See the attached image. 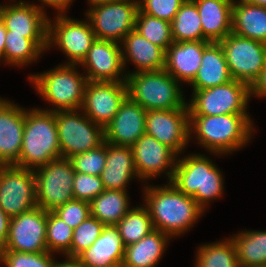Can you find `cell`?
<instances>
[{
	"mask_svg": "<svg viewBox=\"0 0 266 267\" xmlns=\"http://www.w3.org/2000/svg\"><path fill=\"white\" fill-rule=\"evenodd\" d=\"M250 94H255L259 97H266V63L259 77L250 86Z\"/></svg>",
	"mask_w": 266,
	"mask_h": 267,
	"instance_id": "44",
	"label": "cell"
},
{
	"mask_svg": "<svg viewBox=\"0 0 266 267\" xmlns=\"http://www.w3.org/2000/svg\"><path fill=\"white\" fill-rule=\"evenodd\" d=\"M66 65L29 77L42 98L56 106V110L47 111L77 110L82 107L87 77L78 74L75 65Z\"/></svg>",
	"mask_w": 266,
	"mask_h": 267,
	"instance_id": "6",
	"label": "cell"
},
{
	"mask_svg": "<svg viewBox=\"0 0 266 267\" xmlns=\"http://www.w3.org/2000/svg\"><path fill=\"white\" fill-rule=\"evenodd\" d=\"M126 97V82L88 81L81 108L89 119L104 129Z\"/></svg>",
	"mask_w": 266,
	"mask_h": 267,
	"instance_id": "15",
	"label": "cell"
},
{
	"mask_svg": "<svg viewBox=\"0 0 266 267\" xmlns=\"http://www.w3.org/2000/svg\"><path fill=\"white\" fill-rule=\"evenodd\" d=\"M174 42L205 41L196 3L186 0L171 22Z\"/></svg>",
	"mask_w": 266,
	"mask_h": 267,
	"instance_id": "31",
	"label": "cell"
},
{
	"mask_svg": "<svg viewBox=\"0 0 266 267\" xmlns=\"http://www.w3.org/2000/svg\"><path fill=\"white\" fill-rule=\"evenodd\" d=\"M61 158L54 111L33 109L25 111L22 147L17 167L36 170Z\"/></svg>",
	"mask_w": 266,
	"mask_h": 267,
	"instance_id": "2",
	"label": "cell"
},
{
	"mask_svg": "<svg viewBox=\"0 0 266 267\" xmlns=\"http://www.w3.org/2000/svg\"><path fill=\"white\" fill-rule=\"evenodd\" d=\"M46 226L47 211L40 207L11 217L8 239L3 250L47 252Z\"/></svg>",
	"mask_w": 266,
	"mask_h": 267,
	"instance_id": "14",
	"label": "cell"
},
{
	"mask_svg": "<svg viewBox=\"0 0 266 267\" xmlns=\"http://www.w3.org/2000/svg\"><path fill=\"white\" fill-rule=\"evenodd\" d=\"M232 80L222 46L220 43L211 42L203 51L201 65L190 85L193 90H202Z\"/></svg>",
	"mask_w": 266,
	"mask_h": 267,
	"instance_id": "26",
	"label": "cell"
},
{
	"mask_svg": "<svg viewBox=\"0 0 266 267\" xmlns=\"http://www.w3.org/2000/svg\"><path fill=\"white\" fill-rule=\"evenodd\" d=\"M0 19L11 34L31 39L42 51L48 49V19L43 7L19 2L0 6Z\"/></svg>",
	"mask_w": 266,
	"mask_h": 267,
	"instance_id": "16",
	"label": "cell"
},
{
	"mask_svg": "<svg viewBox=\"0 0 266 267\" xmlns=\"http://www.w3.org/2000/svg\"><path fill=\"white\" fill-rule=\"evenodd\" d=\"M65 262L55 263L53 267H84L83 264L77 258L66 257ZM68 260V261H67Z\"/></svg>",
	"mask_w": 266,
	"mask_h": 267,
	"instance_id": "47",
	"label": "cell"
},
{
	"mask_svg": "<svg viewBox=\"0 0 266 267\" xmlns=\"http://www.w3.org/2000/svg\"><path fill=\"white\" fill-rule=\"evenodd\" d=\"M6 33H7V30L4 26V23L0 19V59L4 58V47H5Z\"/></svg>",
	"mask_w": 266,
	"mask_h": 267,
	"instance_id": "48",
	"label": "cell"
},
{
	"mask_svg": "<svg viewBox=\"0 0 266 267\" xmlns=\"http://www.w3.org/2000/svg\"><path fill=\"white\" fill-rule=\"evenodd\" d=\"M41 1L44 2V4L50 5L58 9V11L61 10V13H60L61 15H62L63 10H66L70 2H72V0H41Z\"/></svg>",
	"mask_w": 266,
	"mask_h": 267,
	"instance_id": "46",
	"label": "cell"
},
{
	"mask_svg": "<svg viewBox=\"0 0 266 267\" xmlns=\"http://www.w3.org/2000/svg\"><path fill=\"white\" fill-rule=\"evenodd\" d=\"M219 43L223 48L232 79L251 86L265 66L266 44L238 36L233 32Z\"/></svg>",
	"mask_w": 266,
	"mask_h": 267,
	"instance_id": "11",
	"label": "cell"
},
{
	"mask_svg": "<svg viewBox=\"0 0 266 267\" xmlns=\"http://www.w3.org/2000/svg\"><path fill=\"white\" fill-rule=\"evenodd\" d=\"M251 267H266V265L251 266Z\"/></svg>",
	"mask_w": 266,
	"mask_h": 267,
	"instance_id": "51",
	"label": "cell"
},
{
	"mask_svg": "<svg viewBox=\"0 0 266 267\" xmlns=\"http://www.w3.org/2000/svg\"><path fill=\"white\" fill-rule=\"evenodd\" d=\"M186 0H142L138 2V8L141 12L172 22L181 5Z\"/></svg>",
	"mask_w": 266,
	"mask_h": 267,
	"instance_id": "42",
	"label": "cell"
},
{
	"mask_svg": "<svg viewBox=\"0 0 266 267\" xmlns=\"http://www.w3.org/2000/svg\"><path fill=\"white\" fill-rule=\"evenodd\" d=\"M133 176L138 175L131 147L106 142V164L101 173L104 188L126 191V185Z\"/></svg>",
	"mask_w": 266,
	"mask_h": 267,
	"instance_id": "25",
	"label": "cell"
},
{
	"mask_svg": "<svg viewBox=\"0 0 266 267\" xmlns=\"http://www.w3.org/2000/svg\"><path fill=\"white\" fill-rule=\"evenodd\" d=\"M134 30L164 51L174 42L170 22L149 16L139 9Z\"/></svg>",
	"mask_w": 266,
	"mask_h": 267,
	"instance_id": "35",
	"label": "cell"
},
{
	"mask_svg": "<svg viewBox=\"0 0 266 267\" xmlns=\"http://www.w3.org/2000/svg\"><path fill=\"white\" fill-rule=\"evenodd\" d=\"M105 226L104 223L89 215L73 230L71 249L66 257L77 258L96 241Z\"/></svg>",
	"mask_w": 266,
	"mask_h": 267,
	"instance_id": "38",
	"label": "cell"
},
{
	"mask_svg": "<svg viewBox=\"0 0 266 267\" xmlns=\"http://www.w3.org/2000/svg\"><path fill=\"white\" fill-rule=\"evenodd\" d=\"M69 160L75 172L101 176L106 164V142L104 141L95 149L77 154Z\"/></svg>",
	"mask_w": 266,
	"mask_h": 267,
	"instance_id": "39",
	"label": "cell"
},
{
	"mask_svg": "<svg viewBox=\"0 0 266 267\" xmlns=\"http://www.w3.org/2000/svg\"><path fill=\"white\" fill-rule=\"evenodd\" d=\"M50 252L25 253L12 250L0 251V262L7 267H53L54 259Z\"/></svg>",
	"mask_w": 266,
	"mask_h": 267,
	"instance_id": "40",
	"label": "cell"
},
{
	"mask_svg": "<svg viewBox=\"0 0 266 267\" xmlns=\"http://www.w3.org/2000/svg\"><path fill=\"white\" fill-rule=\"evenodd\" d=\"M240 267L266 265V231H246L231 238Z\"/></svg>",
	"mask_w": 266,
	"mask_h": 267,
	"instance_id": "32",
	"label": "cell"
},
{
	"mask_svg": "<svg viewBox=\"0 0 266 267\" xmlns=\"http://www.w3.org/2000/svg\"><path fill=\"white\" fill-rule=\"evenodd\" d=\"M126 192L105 189L90 202V215L105 225H116L130 210Z\"/></svg>",
	"mask_w": 266,
	"mask_h": 267,
	"instance_id": "30",
	"label": "cell"
},
{
	"mask_svg": "<svg viewBox=\"0 0 266 267\" xmlns=\"http://www.w3.org/2000/svg\"><path fill=\"white\" fill-rule=\"evenodd\" d=\"M232 32L266 44V7L247 3L244 0L233 2Z\"/></svg>",
	"mask_w": 266,
	"mask_h": 267,
	"instance_id": "28",
	"label": "cell"
},
{
	"mask_svg": "<svg viewBox=\"0 0 266 267\" xmlns=\"http://www.w3.org/2000/svg\"><path fill=\"white\" fill-rule=\"evenodd\" d=\"M244 1L253 5L266 7V0H244Z\"/></svg>",
	"mask_w": 266,
	"mask_h": 267,
	"instance_id": "49",
	"label": "cell"
},
{
	"mask_svg": "<svg viewBox=\"0 0 266 267\" xmlns=\"http://www.w3.org/2000/svg\"><path fill=\"white\" fill-rule=\"evenodd\" d=\"M10 219L0 207V251L4 249L8 239Z\"/></svg>",
	"mask_w": 266,
	"mask_h": 267,
	"instance_id": "45",
	"label": "cell"
},
{
	"mask_svg": "<svg viewBox=\"0 0 266 267\" xmlns=\"http://www.w3.org/2000/svg\"><path fill=\"white\" fill-rule=\"evenodd\" d=\"M73 228L56 216L47 212L46 245L47 251L52 253L62 251L67 254L71 249Z\"/></svg>",
	"mask_w": 266,
	"mask_h": 267,
	"instance_id": "37",
	"label": "cell"
},
{
	"mask_svg": "<svg viewBox=\"0 0 266 267\" xmlns=\"http://www.w3.org/2000/svg\"><path fill=\"white\" fill-rule=\"evenodd\" d=\"M58 14L55 25L48 19V48L53 42L70 58L67 64H80L96 40L91 23L70 19Z\"/></svg>",
	"mask_w": 266,
	"mask_h": 267,
	"instance_id": "13",
	"label": "cell"
},
{
	"mask_svg": "<svg viewBox=\"0 0 266 267\" xmlns=\"http://www.w3.org/2000/svg\"><path fill=\"white\" fill-rule=\"evenodd\" d=\"M37 171H34L37 207L53 212L74 199L75 171L69 159L59 158L50 161L38 167Z\"/></svg>",
	"mask_w": 266,
	"mask_h": 267,
	"instance_id": "8",
	"label": "cell"
},
{
	"mask_svg": "<svg viewBox=\"0 0 266 267\" xmlns=\"http://www.w3.org/2000/svg\"><path fill=\"white\" fill-rule=\"evenodd\" d=\"M122 43L124 45L123 48L125 47V50H122L123 66H125L126 59L129 57V61L131 59L136 65L138 72L164 69L165 51L161 47L152 44L137 31L133 30L128 33Z\"/></svg>",
	"mask_w": 266,
	"mask_h": 267,
	"instance_id": "27",
	"label": "cell"
},
{
	"mask_svg": "<svg viewBox=\"0 0 266 267\" xmlns=\"http://www.w3.org/2000/svg\"><path fill=\"white\" fill-rule=\"evenodd\" d=\"M170 182L182 193L193 197L204 210L206 203L221 196V172L204 155L193 154L176 161Z\"/></svg>",
	"mask_w": 266,
	"mask_h": 267,
	"instance_id": "5",
	"label": "cell"
},
{
	"mask_svg": "<svg viewBox=\"0 0 266 267\" xmlns=\"http://www.w3.org/2000/svg\"><path fill=\"white\" fill-rule=\"evenodd\" d=\"M146 114L145 109L127 96L104 128V141L131 147L145 133Z\"/></svg>",
	"mask_w": 266,
	"mask_h": 267,
	"instance_id": "20",
	"label": "cell"
},
{
	"mask_svg": "<svg viewBox=\"0 0 266 267\" xmlns=\"http://www.w3.org/2000/svg\"><path fill=\"white\" fill-rule=\"evenodd\" d=\"M134 166L138 178L146 179L163 172L168 166L170 172H166L169 182L176 166L177 154L168 146L160 143L157 139L144 133L132 146Z\"/></svg>",
	"mask_w": 266,
	"mask_h": 267,
	"instance_id": "19",
	"label": "cell"
},
{
	"mask_svg": "<svg viewBox=\"0 0 266 267\" xmlns=\"http://www.w3.org/2000/svg\"><path fill=\"white\" fill-rule=\"evenodd\" d=\"M168 237L154 229L138 242L125 246L121 267H154L164 253Z\"/></svg>",
	"mask_w": 266,
	"mask_h": 267,
	"instance_id": "29",
	"label": "cell"
},
{
	"mask_svg": "<svg viewBox=\"0 0 266 267\" xmlns=\"http://www.w3.org/2000/svg\"><path fill=\"white\" fill-rule=\"evenodd\" d=\"M125 246L115 225H106L96 241L77 259L84 267H121Z\"/></svg>",
	"mask_w": 266,
	"mask_h": 267,
	"instance_id": "23",
	"label": "cell"
},
{
	"mask_svg": "<svg viewBox=\"0 0 266 267\" xmlns=\"http://www.w3.org/2000/svg\"><path fill=\"white\" fill-rule=\"evenodd\" d=\"M201 18L205 41L219 43L232 32L234 0H193Z\"/></svg>",
	"mask_w": 266,
	"mask_h": 267,
	"instance_id": "24",
	"label": "cell"
},
{
	"mask_svg": "<svg viewBox=\"0 0 266 267\" xmlns=\"http://www.w3.org/2000/svg\"><path fill=\"white\" fill-rule=\"evenodd\" d=\"M80 64L87 67L88 81L126 82V74L118 78L124 69L118 42L96 39Z\"/></svg>",
	"mask_w": 266,
	"mask_h": 267,
	"instance_id": "18",
	"label": "cell"
},
{
	"mask_svg": "<svg viewBox=\"0 0 266 267\" xmlns=\"http://www.w3.org/2000/svg\"><path fill=\"white\" fill-rule=\"evenodd\" d=\"M189 125L190 133L193 128L199 143L214 154L241 148L253 132L248 114L189 116Z\"/></svg>",
	"mask_w": 266,
	"mask_h": 267,
	"instance_id": "3",
	"label": "cell"
},
{
	"mask_svg": "<svg viewBox=\"0 0 266 267\" xmlns=\"http://www.w3.org/2000/svg\"><path fill=\"white\" fill-rule=\"evenodd\" d=\"M209 41L173 42L165 51V67L177 81L190 83L201 65L204 49Z\"/></svg>",
	"mask_w": 266,
	"mask_h": 267,
	"instance_id": "22",
	"label": "cell"
},
{
	"mask_svg": "<svg viewBox=\"0 0 266 267\" xmlns=\"http://www.w3.org/2000/svg\"><path fill=\"white\" fill-rule=\"evenodd\" d=\"M145 194L154 228L171 237L187 231L203 212L193 197L180 192L171 182L165 187L148 186Z\"/></svg>",
	"mask_w": 266,
	"mask_h": 267,
	"instance_id": "1",
	"label": "cell"
},
{
	"mask_svg": "<svg viewBox=\"0 0 266 267\" xmlns=\"http://www.w3.org/2000/svg\"><path fill=\"white\" fill-rule=\"evenodd\" d=\"M25 110L0 99V165H14L20 157Z\"/></svg>",
	"mask_w": 266,
	"mask_h": 267,
	"instance_id": "21",
	"label": "cell"
},
{
	"mask_svg": "<svg viewBox=\"0 0 266 267\" xmlns=\"http://www.w3.org/2000/svg\"><path fill=\"white\" fill-rule=\"evenodd\" d=\"M53 213L75 229L90 215V203L83 200L72 199L56 208Z\"/></svg>",
	"mask_w": 266,
	"mask_h": 267,
	"instance_id": "43",
	"label": "cell"
},
{
	"mask_svg": "<svg viewBox=\"0 0 266 267\" xmlns=\"http://www.w3.org/2000/svg\"><path fill=\"white\" fill-rule=\"evenodd\" d=\"M250 86L232 80L226 84L202 90H193V99L187 104L189 116H217L247 114Z\"/></svg>",
	"mask_w": 266,
	"mask_h": 267,
	"instance_id": "7",
	"label": "cell"
},
{
	"mask_svg": "<svg viewBox=\"0 0 266 267\" xmlns=\"http://www.w3.org/2000/svg\"><path fill=\"white\" fill-rule=\"evenodd\" d=\"M196 261V267H240L231 239L201 246Z\"/></svg>",
	"mask_w": 266,
	"mask_h": 267,
	"instance_id": "34",
	"label": "cell"
},
{
	"mask_svg": "<svg viewBox=\"0 0 266 267\" xmlns=\"http://www.w3.org/2000/svg\"><path fill=\"white\" fill-rule=\"evenodd\" d=\"M89 3H97V2H104V1H112V0H89Z\"/></svg>",
	"mask_w": 266,
	"mask_h": 267,
	"instance_id": "50",
	"label": "cell"
},
{
	"mask_svg": "<svg viewBox=\"0 0 266 267\" xmlns=\"http://www.w3.org/2000/svg\"><path fill=\"white\" fill-rule=\"evenodd\" d=\"M127 96L143 109H188L178 81L164 69L126 74Z\"/></svg>",
	"mask_w": 266,
	"mask_h": 267,
	"instance_id": "4",
	"label": "cell"
},
{
	"mask_svg": "<svg viewBox=\"0 0 266 267\" xmlns=\"http://www.w3.org/2000/svg\"><path fill=\"white\" fill-rule=\"evenodd\" d=\"M61 158H71L104 142V129L76 110L54 111ZM86 116V117H85Z\"/></svg>",
	"mask_w": 266,
	"mask_h": 267,
	"instance_id": "9",
	"label": "cell"
},
{
	"mask_svg": "<svg viewBox=\"0 0 266 267\" xmlns=\"http://www.w3.org/2000/svg\"><path fill=\"white\" fill-rule=\"evenodd\" d=\"M91 4L93 7L88 10L87 17L96 39L120 43L135 29L138 1L112 0Z\"/></svg>",
	"mask_w": 266,
	"mask_h": 267,
	"instance_id": "10",
	"label": "cell"
},
{
	"mask_svg": "<svg viewBox=\"0 0 266 267\" xmlns=\"http://www.w3.org/2000/svg\"><path fill=\"white\" fill-rule=\"evenodd\" d=\"M0 207L10 218L37 207L33 169L0 165Z\"/></svg>",
	"mask_w": 266,
	"mask_h": 267,
	"instance_id": "12",
	"label": "cell"
},
{
	"mask_svg": "<svg viewBox=\"0 0 266 267\" xmlns=\"http://www.w3.org/2000/svg\"><path fill=\"white\" fill-rule=\"evenodd\" d=\"M105 190L101 176L75 172L73 181V198L91 202Z\"/></svg>",
	"mask_w": 266,
	"mask_h": 267,
	"instance_id": "41",
	"label": "cell"
},
{
	"mask_svg": "<svg viewBox=\"0 0 266 267\" xmlns=\"http://www.w3.org/2000/svg\"><path fill=\"white\" fill-rule=\"evenodd\" d=\"M188 109L148 110L145 133L171 148L176 154L190 139Z\"/></svg>",
	"mask_w": 266,
	"mask_h": 267,
	"instance_id": "17",
	"label": "cell"
},
{
	"mask_svg": "<svg viewBox=\"0 0 266 267\" xmlns=\"http://www.w3.org/2000/svg\"><path fill=\"white\" fill-rule=\"evenodd\" d=\"M41 52L43 51L31 39L7 31L4 47L7 63L22 66L35 61Z\"/></svg>",
	"mask_w": 266,
	"mask_h": 267,
	"instance_id": "36",
	"label": "cell"
},
{
	"mask_svg": "<svg viewBox=\"0 0 266 267\" xmlns=\"http://www.w3.org/2000/svg\"><path fill=\"white\" fill-rule=\"evenodd\" d=\"M124 246L138 242L155 228L147 208L136 207L115 225Z\"/></svg>",
	"mask_w": 266,
	"mask_h": 267,
	"instance_id": "33",
	"label": "cell"
}]
</instances>
